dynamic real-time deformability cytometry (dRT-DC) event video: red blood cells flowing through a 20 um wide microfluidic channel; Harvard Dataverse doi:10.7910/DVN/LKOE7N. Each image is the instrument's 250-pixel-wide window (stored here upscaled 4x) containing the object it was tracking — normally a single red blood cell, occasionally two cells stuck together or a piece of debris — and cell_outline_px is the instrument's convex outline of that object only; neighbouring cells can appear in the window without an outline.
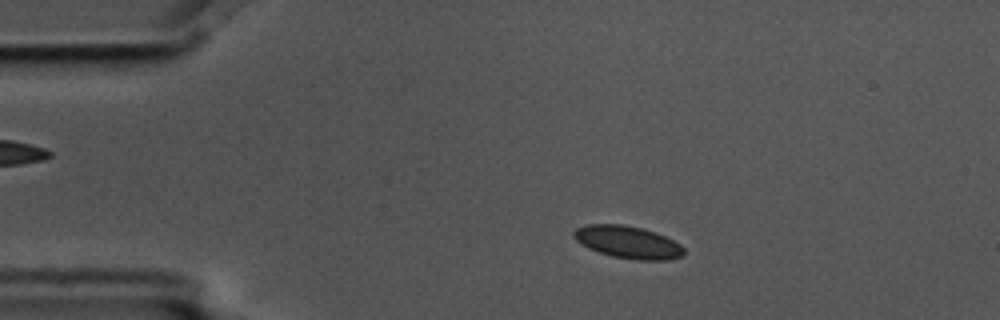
{"species": "common noctule bat (a hibernating species)", "species_latin": "Nyctalus noctula", "temperature_condition": "cold", "stored_images_in_passage": 10, "camera_frame_rate_fps": 3000, "um_per_image_px": 0.085, "animal": {"sex": "male", "body_mass_g": 17.5, "forearm_length_mm": 52.3}, "frame": {"image": 1, "passage_image": 2, "time_ms": 0.333, "image_size_px": [1000, 320], "cell_outline_px": [[684, 256], [668, 260], [636, 260], [612, 256], [588, 248], [576, 240], [572, 236], [572, 232], [576, 228], [588, 224], [624, 224], [656, 232], [680, 244], [684, 248]], "centroid_in_image_um": [53.37, 20.58], "position_along_channel_um": 31.6, "area_um2": 20.81}}
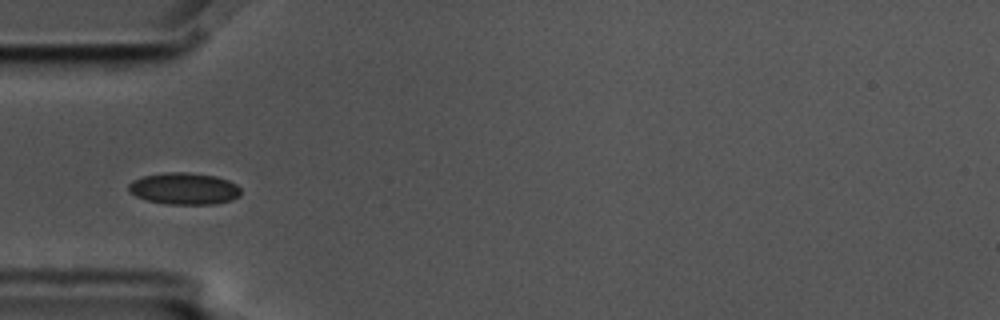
{"frame": {"image": 2, "passage_image": 4, "time_ms": 1.0, "image_size_px": [1000, 320], "cell_outline_px": [[240, 196], [232, 200], [216, 204], [168, 204], [148, 200], [136, 196], [128, 192], [128, 184], [132, 180], [144, 176], [164, 172], [188, 172], [216, 176], [228, 180], [236, 184], [240, 188]], "centroid_in_image_um": [15.65, 16.03], "position_along_channel_um": 69.3, "area_um2": 20.92}}
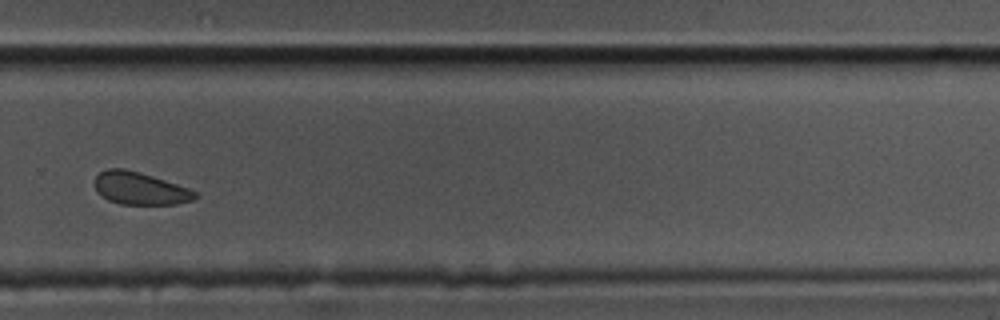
{"frame": {"image": 3, "passage_image": 10, "time_ms": 3.0, "image_size_px": [1000, 320], "cell_outline_px": [[200, 196], [196, 200], [176, 204], [120, 204], [108, 200], [96, 192], [92, 184], [92, 180], [100, 172], [108, 168], [124, 168], [140, 172], [188, 188], [196, 192]], "centroid_in_image_um": [11.86, 16.02], "position_along_channel_um": 317.9, "area_um2": 19.31}}